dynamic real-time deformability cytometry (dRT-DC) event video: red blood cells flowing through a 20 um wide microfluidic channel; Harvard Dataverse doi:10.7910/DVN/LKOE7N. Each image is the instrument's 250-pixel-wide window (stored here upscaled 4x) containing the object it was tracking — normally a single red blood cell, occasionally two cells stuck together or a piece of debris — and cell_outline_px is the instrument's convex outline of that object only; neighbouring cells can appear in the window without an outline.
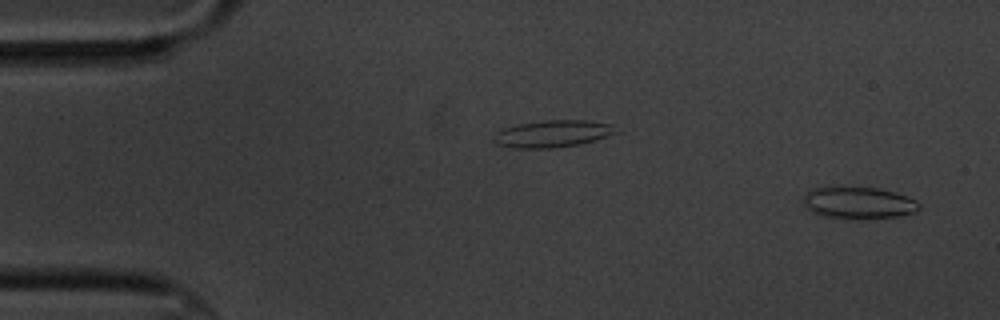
{"species": "common noctule bat (a hibernating species)", "species_latin": "Nyctalus noctula", "temperature_condition": "cold", "stored_images_in_passage": 4, "segment_of_instrument_passage": [2, 2], "camera_frame_rate_fps": 3000, "um_per_image_px": 0.085, "animal": {"sex": "male", "body_mass_g": 20.1, "forearm_length_mm": 53.5}, "frame": {"image": 1, "passage_image": 4, "time_ms": 3.667, "image_size_px": [1000, 320], "cell_outline_px": [[920, 208], [916, 212], [900, 216], [824, 216], [812, 212], [804, 208], [800, 200], [812, 188], [840, 184], [876, 188], [892, 192], [916, 200], [920, 204]], "centroid_in_image_um": [72.88, 17.16], "position_along_channel_um": 12.1, "area_um2": 21.39}}